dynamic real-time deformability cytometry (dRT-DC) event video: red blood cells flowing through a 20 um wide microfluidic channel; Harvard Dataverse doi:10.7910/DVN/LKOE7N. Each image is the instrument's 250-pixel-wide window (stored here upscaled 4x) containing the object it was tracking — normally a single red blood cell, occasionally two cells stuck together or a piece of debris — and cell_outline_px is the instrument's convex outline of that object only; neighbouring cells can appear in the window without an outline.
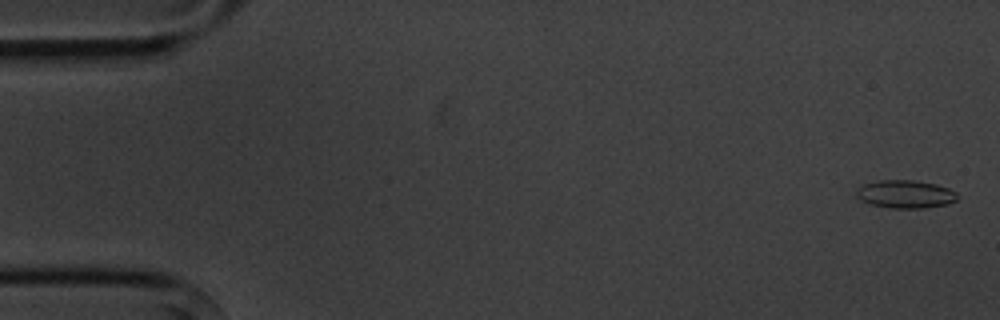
{"species": "common noctule bat (a hibernating species)", "species_latin": "Nyctalus noctula", "temperature_condition": "cold", "stored_images_in_passage": 6, "camera_frame_rate_fps": 3000, "um_per_image_px": 0.085, "animal": {"sex": "male", "body_mass_g": 20.1, "forearm_length_mm": 53.5}, "frame": {"image": 1, "passage_image": 1, "time_ms": 0.0, "image_size_px": [1000, 320], "cell_outline_px": [[956, 200], [948, 204], [924, 208], [892, 208], [872, 204], [860, 200], [856, 196], [856, 188], [864, 184], [880, 180], [912, 180], [936, 184], [948, 188], [956, 192]], "centroid_in_image_um": [76.94, 16.5], "position_along_channel_um": 8.1, "area_um2": 16.42}}
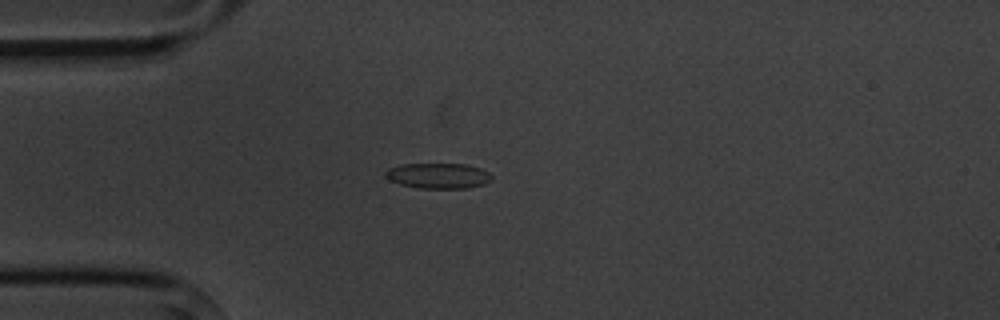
{"frame": {"image": 2, "passage_image": 4, "time_ms": 4.333, "image_size_px": [1000, 320], "cell_outline_px": [[492, 180], [484, 184], [468, 188], [420, 188], [400, 184], [388, 180], [384, 176], [384, 172], [388, 168], [400, 164], [468, 164], [480, 168], [488, 172], [492, 176]], "centroid_in_image_um": [37.23, 14.93], "position_along_channel_um": 47.8, "area_um2": 15.9}}
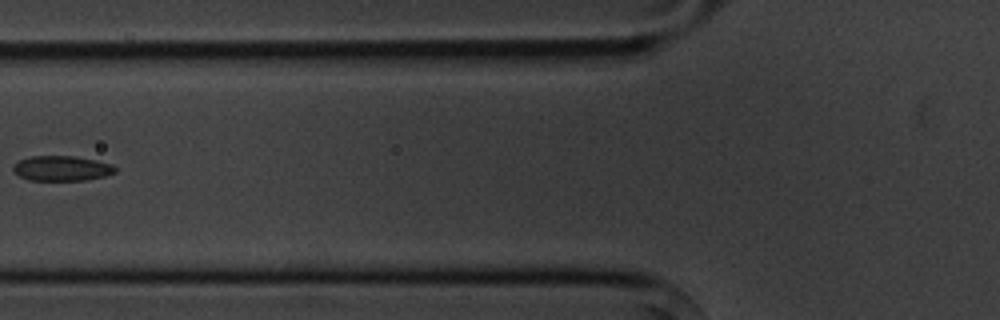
{"frame": {"image": 3, "passage_image": 6, "time_ms": 6.667, "image_size_px": [1000, 320], "cell_outline_px": [[116, 172], [104, 176], [88, 180], [28, 180], [20, 176], [12, 168], [20, 160], [32, 156], [76, 156], [96, 160], [112, 164], [116, 168]], "centroid_in_image_um": [5.29, 14.31], "position_along_channel_um": 120.5, "area_um2": 14.8}}